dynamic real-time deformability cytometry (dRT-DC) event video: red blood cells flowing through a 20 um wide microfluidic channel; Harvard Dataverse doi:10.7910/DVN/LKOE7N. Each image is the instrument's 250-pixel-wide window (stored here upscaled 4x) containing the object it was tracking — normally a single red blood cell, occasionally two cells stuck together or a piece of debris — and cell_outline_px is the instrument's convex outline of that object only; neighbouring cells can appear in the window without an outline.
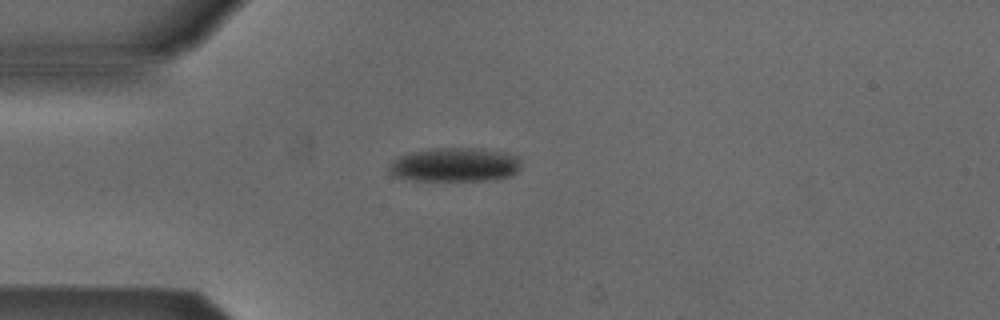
{"species": "Egyptian fruit bat (a non-hibernating species)", "species_latin": "Rousettus aegyptiacus", "temperature_condition": "cold", "stored_images_in_passage": 3, "camera_frame_rate_fps": 3000, "um_per_image_px": 0.085, "animal": {"sex": "male"}, "frame": {"image": 1, "passage_image": 2, "time_ms": 2.0, "image_size_px": [1000, 320], "cell_outline_px": [[520, 164], [516, 172], [512, 176], [496, 180], [412, 180], [392, 176], [388, 168], [388, 164], [392, 160], [408, 152], [436, 148], [484, 148], [508, 152], [520, 156]], "centroid_in_image_um": [38.69, 13.99], "position_along_channel_um": 46.3, "area_um2": 26.65}}